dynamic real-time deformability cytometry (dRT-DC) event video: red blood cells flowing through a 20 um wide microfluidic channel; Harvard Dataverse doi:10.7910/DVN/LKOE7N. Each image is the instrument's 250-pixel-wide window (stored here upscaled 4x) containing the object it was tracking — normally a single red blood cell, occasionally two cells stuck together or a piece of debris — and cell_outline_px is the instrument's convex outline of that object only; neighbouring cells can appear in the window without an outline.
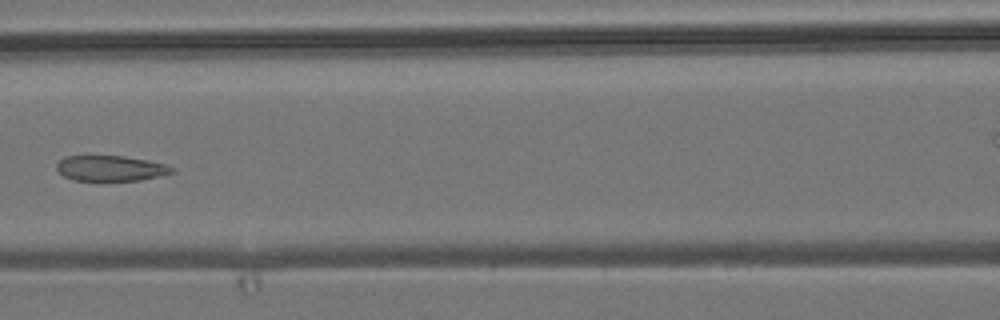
{"species": "common noctule bat (a hibernating species)", "species_latin": "Nyctalus noctula", "temperature_condition": "room temperature", "stored_images_in_passage": 8, "segment_of_instrument_passage": [1, 2], "camera_frame_rate_fps": 3000, "um_per_image_px": 0.085, "animal": {"sex": "male", "body_mass_g": 19.2, "forearm_length_mm": 51.8}, "frame": {"image": 1, "passage_image": 6, "time_ms": 5.667, "image_size_px": [1000, 320], "cell_outline_px": [[176, 172], [140, 180], [100, 184], [96, 184], [72, 180], [64, 176], [56, 168], [56, 164], [64, 156], [124, 156], [148, 160], [164, 164], [176, 168]], "centroid_in_image_um": [9.38, 14.36], "position_along_channel_um": 157.2, "area_um2": 18.09}}
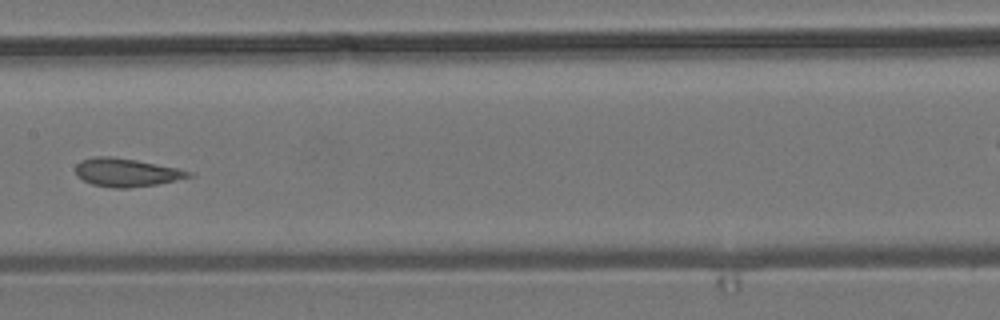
{"frame": {"image": 2, "passage_image": 7, "time_ms": 6.667, "image_size_px": [1000, 320], "cell_outline_px": [[196, 176], [156, 184], [128, 188], [112, 188], [92, 184], [76, 176], [76, 164], [84, 160], [96, 156], [112, 156], [136, 160], [196, 172]], "centroid_in_image_um": [10.78, 14.66], "position_along_channel_um": 196.6, "area_um2": 18.61}}